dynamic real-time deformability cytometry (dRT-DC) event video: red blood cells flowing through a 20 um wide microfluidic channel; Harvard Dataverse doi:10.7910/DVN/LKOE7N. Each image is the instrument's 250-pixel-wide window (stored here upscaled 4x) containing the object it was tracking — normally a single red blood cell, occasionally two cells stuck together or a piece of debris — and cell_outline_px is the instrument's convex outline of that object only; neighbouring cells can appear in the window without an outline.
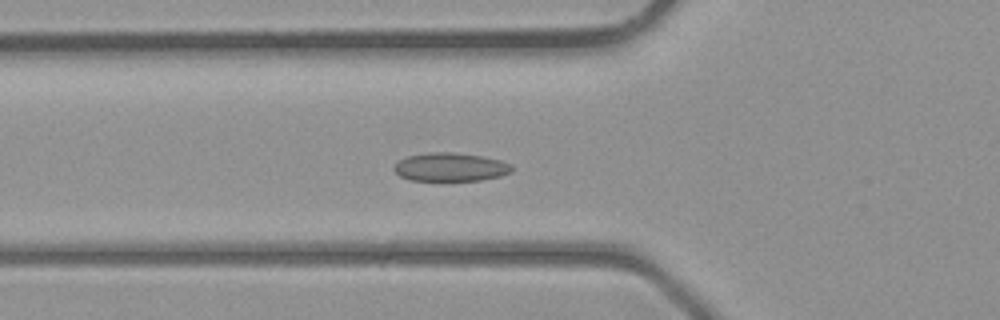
{"species": "common noctule bat (a hibernating species)", "species_latin": "Nyctalus noctula", "temperature_condition": "room temperature", "stored_images_in_passage": 33, "camera_frame_rate_fps": 3000, "um_per_image_px": 0.085, "animal": {"sex": "male", "body_mass_g": 23.1, "forearm_length_mm": 52.7}, "frame": {"image": 1, "passage_image": 7, "time_ms": 2.0, "image_size_px": [1000, 320], "cell_outline_px": [[512, 172], [500, 176], [480, 180], [408, 180], [400, 176], [392, 168], [400, 160], [408, 156], [428, 152], [452, 152], [480, 156], [500, 160], [512, 164]], "centroid_in_image_um": [38.29, 14.2], "position_along_channel_um": 87.5, "area_um2": 19.42}}
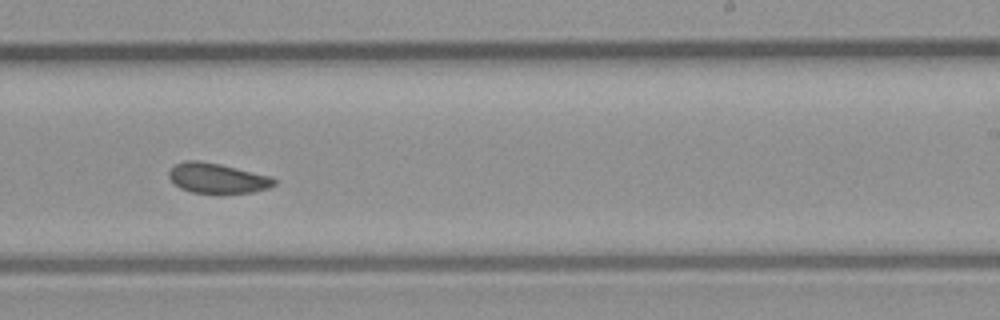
{"frame": {"image": 2, "passage_image": 18, "time_ms": 5.667, "image_size_px": [1000, 320], "cell_outline_px": [[276, 184], [268, 188], [252, 192], [192, 192], [180, 188], [168, 176], [168, 172], [176, 164], [188, 160], [196, 160], [220, 164], [272, 176], [276, 180]], "centroid_in_image_um": [18.49, 15.13], "position_along_channel_um": 270.5, "area_um2": 18.09}}
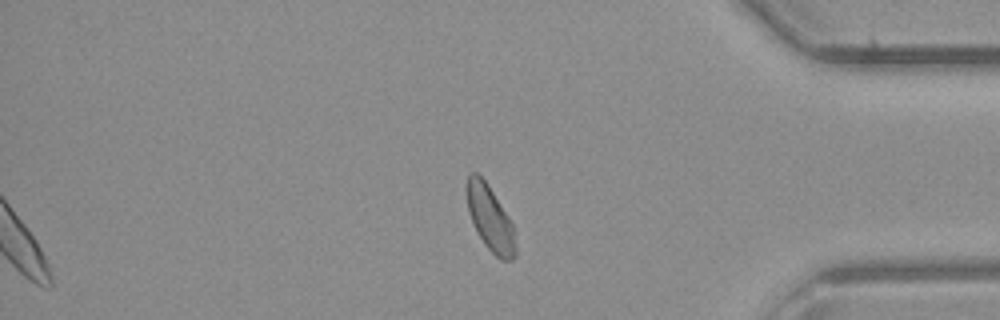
{"frame": {"image": 3, "passage_image": 27, "time_ms": 8.667, "image_size_px": [1000, 320], "cell_outline_px": [[516, 256], [512, 260], [500, 260], [484, 244], [468, 212], [468, 172], [476, 172], [488, 184], [508, 216], [512, 224], [516, 248]], "centroid_in_image_um": [41.69, 18.59], "position_along_channel_um": 393.5, "area_um2": 18.03}}